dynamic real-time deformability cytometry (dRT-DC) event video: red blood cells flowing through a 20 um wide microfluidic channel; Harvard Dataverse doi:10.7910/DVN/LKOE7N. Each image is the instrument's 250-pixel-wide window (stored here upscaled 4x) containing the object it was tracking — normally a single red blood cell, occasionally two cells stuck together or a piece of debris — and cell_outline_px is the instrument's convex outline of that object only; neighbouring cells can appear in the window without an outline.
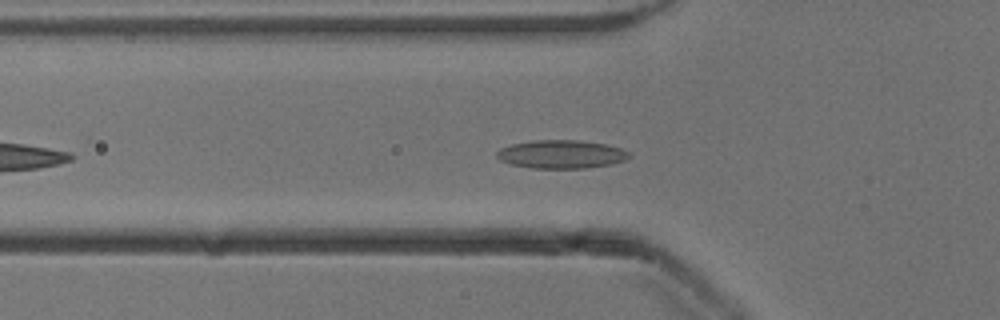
{"species": "common noctule bat (a hibernating species)", "species_latin": "Nyctalus noctula", "temperature_condition": "cold", "stored_images_in_passage": 36, "camera_frame_rate_fps": 3000, "um_per_image_px": 0.085, "animal": {"sex": "male", "body_mass_g": 13.3}, "frame": {"image": 1, "passage_image": 8, "time_ms": 2.333, "image_size_px": [1000, 320], "cell_outline_px": [[632, 156], [624, 160], [612, 164], [584, 168], [532, 168], [512, 164], [500, 160], [496, 156], [496, 152], [500, 148], [512, 144], [532, 140], [580, 140], [604, 144], [620, 148], [628, 152]], "centroid_in_image_um": [47.7, 13.11], "position_along_channel_um": 78.1, "area_um2": 21.79}}
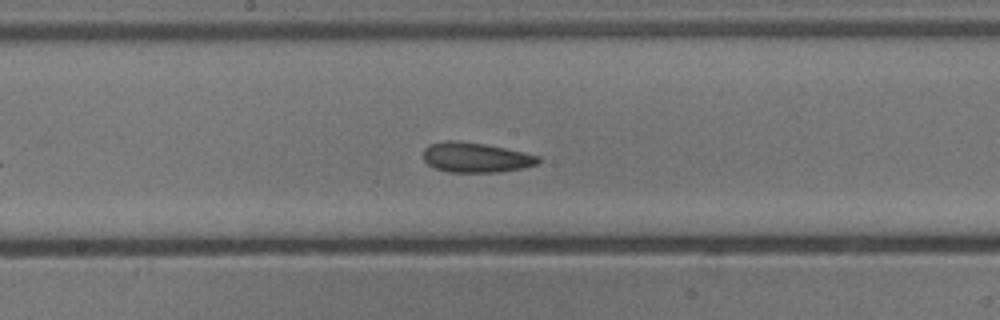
{"frame": {"image": 2, "passage_image": 18, "time_ms": 5.667, "image_size_px": [1000, 320], "cell_outline_px": [[540, 160], [536, 164], [524, 168], [496, 172], [448, 172], [436, 168], [428, 164], [424, 160], [424, 148], [428, 144], [444, 140], [456, 140], [484, 144], [524, 152], [540, 156]], "centroid_in_image_um": [40.42, 13.37], "position_along_channel_um": 207.8, "area_um2": 20.06}}
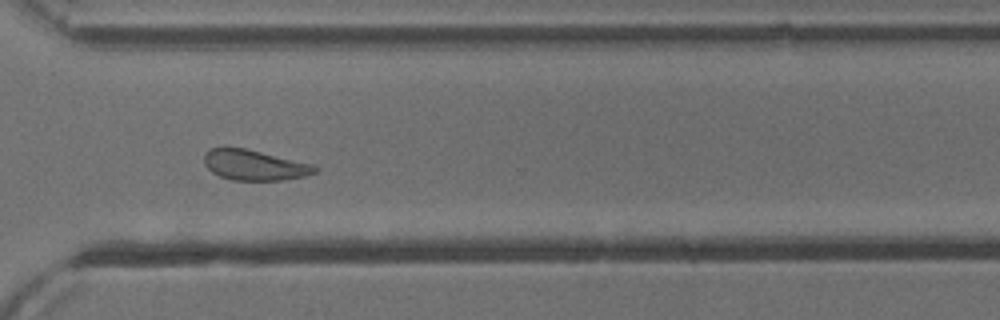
{"frame": {"image": 3, "passage_image": 29, "time_ms": 9.333, "image_size_px": [1000, 320], "cell_outline_px": [[320, 168], [316, 172], [304, 176], [284, 180], [232, 180], [220, 176], [212, 172], [204, 164], [204, 152], [208, 148], [244, 148], [312, 164]], "centroid_in_image_um": [21.61, 14.04], "position_along_channel_um": 349.0, "area_um2": 19.48}, "authors_computed_cell_mechanics": {"area_um2": 20.4901, "velocity_mm_per_s": 3.871, "shape_relaxation_time_tau1_ms": 7.8199, "shape_relaxation_time_tau2_ms": 2.09, "deformation_change_tau1": 0.1024, "deformation_change_tau2": 0.0905}}